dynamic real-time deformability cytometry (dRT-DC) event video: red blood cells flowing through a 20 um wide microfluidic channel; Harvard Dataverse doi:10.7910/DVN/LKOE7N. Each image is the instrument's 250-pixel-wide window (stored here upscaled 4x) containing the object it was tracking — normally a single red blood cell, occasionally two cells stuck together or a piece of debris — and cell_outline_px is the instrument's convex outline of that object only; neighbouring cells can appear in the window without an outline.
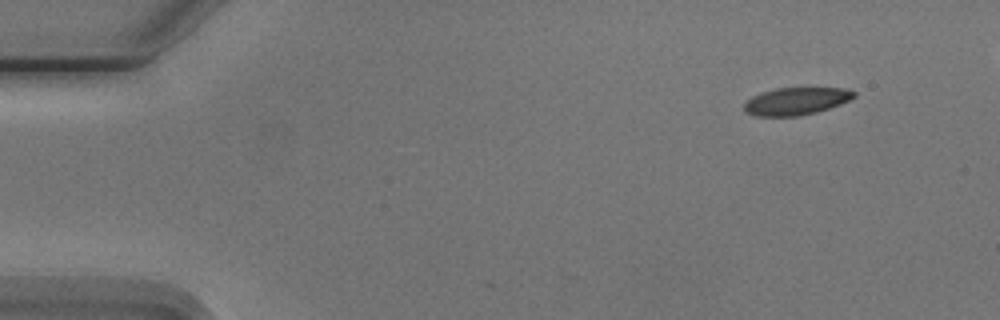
{"species": "Egyptian fruit bat (a non-hibernating species)", "species_latin": "Rousettus aegyptiacus", "temperature_condition": "cold", "stored_images_in_passage": 3, "segment_of_instrument_passage": [2, 2], "camera_frame_rate_fps": 3000, "um_per_image_px": 0.085, "animal": {"sex": "male"}, "frame": {"image": 1, "passage_image": 3, "time_ms": 3.333, "image_size_px": [1000, 320], "cell_outline_px": [[856, 96], [840, 104], [816, 112], [796, 116], [756, 116], [744, 112], [744, 104], [752, 96], [760, 92], [776, 88], [844, 88], [856, 92]], "centroid_in_image_um": [67.64, 8.59], "position_along_channel_um": 17.4, "area_um2": 17.51}}